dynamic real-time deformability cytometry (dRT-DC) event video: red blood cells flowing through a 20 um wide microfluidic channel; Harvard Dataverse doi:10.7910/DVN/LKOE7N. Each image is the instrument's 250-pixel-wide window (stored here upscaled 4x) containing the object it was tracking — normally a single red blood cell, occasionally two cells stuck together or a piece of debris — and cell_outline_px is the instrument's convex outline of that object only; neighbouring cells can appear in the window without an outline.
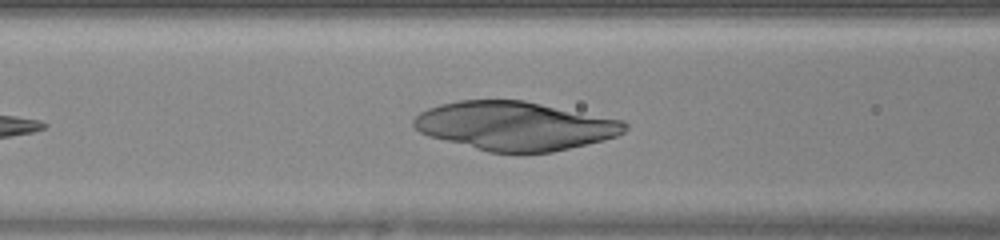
{"species": "human", "species_latin": "Homo sapiens", "temperature_condition": "warm", "stored_images_in_passage": 33, "camera_frame_rate_fps": 3000, "um_per_image_px": 0.085, "donor": {"sex": "female"}, "frame": {"image": 1, "passage_image": 8, "time_ms": 2.333, "image_size_px": [1000, 240], "cell_outline_px": [[628, 128], [624, 132], [616, 136], [604, 140], [552, 152], [488, 152], [428, 136], [420, 132], [412, 124], [412, 120], [420, 112], [428, 108], [440, 104], [460, 100], [524, 100], [624, 120], [628, 124]], "centroid_in_image_um": [43.78, 10.69], "position_along_channel_um": 122.8, "area_um2": 59.94}}
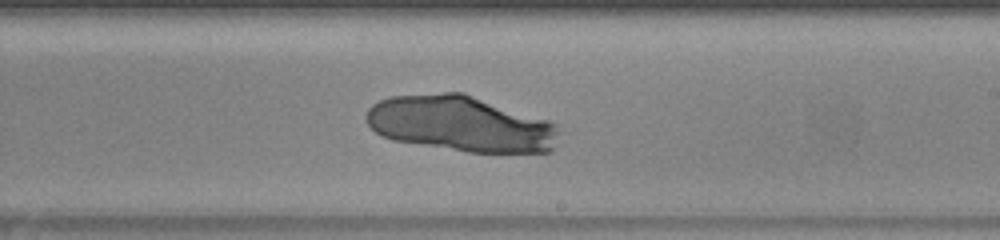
{"frame": {"image": 2, "passage_image": 17, "time_ms": 5.333, "image_size_px": [1000, 240], "cell_outline_px": [[560, 132], [552, 152], [468, 152], [392, 140], [376, 132], [364, 120], [364, 116], [368, 108], [372, 104], [380, 100], [392, 96], [444, 92], [464, 92], [552, 120], [556, 124]], "centroid_in_image_um": [39.2, 10.51], "position_along_channel_um": 249.8, "area_um2": 63.35}}
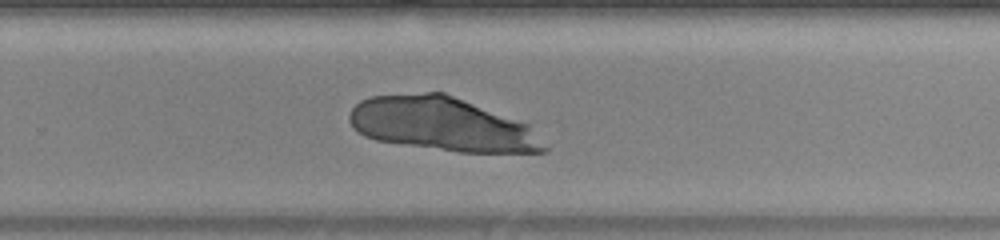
{"frame": {"image": 3, "passage_image": 20, "time_ms": 6.333, "image_size_px": [1000, 240], "cell_outline_px": [[548, 152], [460, 152], [376, 140], [364, 136], [348, 120], [348, 116], [352, 108], [360, 100], [372, 96], [424, 92], [444, 92], [528, 124], [548, 148]], "centroid_in_image_um": [37.57, 10.55], "position_along_channel_um": 292.2, "area_um2": 60.46}}